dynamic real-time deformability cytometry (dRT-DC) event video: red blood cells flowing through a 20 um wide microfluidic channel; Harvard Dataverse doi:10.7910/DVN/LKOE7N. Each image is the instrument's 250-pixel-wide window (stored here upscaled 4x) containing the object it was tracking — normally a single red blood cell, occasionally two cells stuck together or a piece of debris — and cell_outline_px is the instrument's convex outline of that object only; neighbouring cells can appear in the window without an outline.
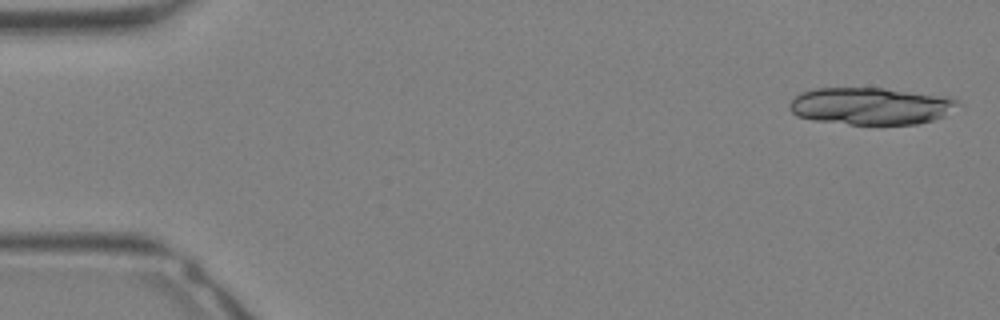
{"species": "Egyptian fruit bat (a non-hibernating species)", "species_latin": "Rousettus aegyptiacus", "temperature_condition": "warm", "stored_images_in_passage": 32, "camera_frame_rate_fps": 3000, "um_per_image_px": 0.085, "animal": {"sex": "female"}, "frame": {"image": 1, "passage_image": 1, "time_ms": 0.0, "image_size_px": [1000, 320], "cell_outline_px": [[964, 104], [944, 116], [932, 120], [916, 124], [848, 124], [812, 120], [796, 116], [788, 108], [788, 104], [800, 92], [816, 88], [884, 88], [952, 96]], "centroid_in_image_um": [74.07, 9.0], "position_along_channel_um": 10.9, "area_um2": 36.99}}
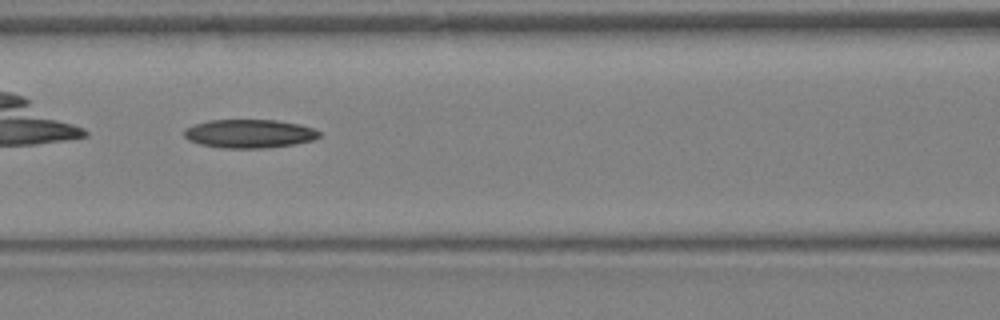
{"frame": {"image": 2, "passage_image": 14, "time_ms": 4.333, "image_size_px": [1000, 320], "cell_outline_px": [[320, 136], [312, 140], [296, 144], [268, 148], [220, 148], [200, 144], [188, 140], [184, 136], [184, 128], [208, 120], [276, 120], [300, 124], [312, 128], [320, 132]], "centroid_in_image_um": [21.18, 11.36], "position_along_channel_um": 145.4, "area_um2": 22.6}}
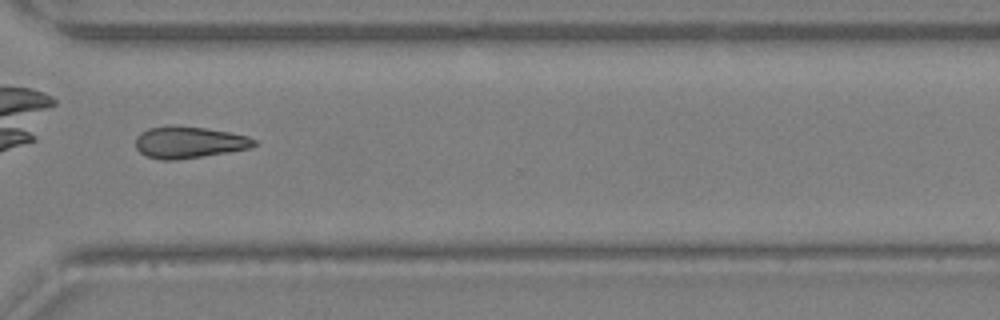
{"frame": {"image": 3, "passage_image": 24, "time_ms": 7.667, "image_size_px": [1000, 320], "cell_outline_px": [[256, 144], [252, 148], [228, 152], [176, 160], [160, 160], [144, 156], [136, 148], [136, 136], [140, 132], [148, 128], [172, 124], [204, 128], [228, 132], [248, 136], [256, 140]], "centroid_in_image_um": [16.02, 12.09], "position_along_channel_um": 354.6, "area_um2": 22.14}}